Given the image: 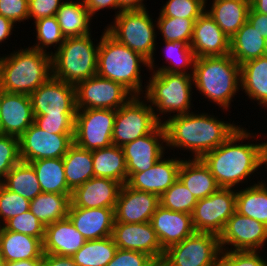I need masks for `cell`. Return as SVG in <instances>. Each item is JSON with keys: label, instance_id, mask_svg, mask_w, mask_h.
Here are the masks:
<instances>
[{"label": "cell", "instance_id": "obj_1", "mask_svg": "<svg viewBox=\"0 0 267 266\" xmlns=\"http://www.w3.org/2000/svg\"><path fill=\"white\" fill-rule=\"evenodd\" d=\"M244 128L239 126L225 142L201 158L220 188H238L240 183L245 184L259 168H263L260 166L262 143L248 141L247 144H243L244 140L251 138L253 142L255 137L261 138V134L250 133V130Z\"/></svg>", "mask_w": 267, "mask_h": 266}, {"label": "cell", "instance_id": "obj_2", "mask_svg": "<svg viewBox=\"0 0 267 266\" xmlns=\"http://www.w3.org/2000/svg\"><path fill=\"white\" fill-rule=\"evenodd\" d=\"M166 147L190 151L193 159H201L206 153L225 142L239 126L222 121L209 113L190 112L164 118ZM173 148V149H172ZM182 148V149H181Z\"/></svg>", "mask_w": 267, "mask_h": 266}, {"label": "cell", "instance_id": "obj_3", "mask_svg": "<svg viewBox=\"0 0 267 266\" xmlns=\"http://www.w3.org/2000/svg\"><path fill=\"white\" fill-rule=\"evenodd\" d=\"M192 77L194 88L222 110L231 108L241 90L240 65L230 54L196 58Z\"/></svg>", "mask_w": 267, "mask_h": 266}, {"label": "cell", "instance_id": "obj_4", "mask_svg": "<svg viewBox=\"0 0 267 266\" xmlns=\"http://www.w3.org/2000/svg\"><path fill=\"white\" fill-rule=\"evenodd\" d=\"M52 77V55L28 47L0 56V84L6 92L30 95Z\"/></svg>", "mask_w": 267, "mask_h": 266}, {"label": "cell", "instance_id": "obj_5", "mask_svg": "<svg viewBox=\"0 0 267 266\" xmlns=\"http://www.w3.org/2000/svg\"><path fill=\"white\" fill-rule=\"evenodd\" d=\"M142 65L149 69V61L146 58L117 42L104 29L97 53L98 76L118 82L134 96H141L147 87L146 84L144 87L142 85Z\"/></svg>", "mask_w": 267, "mask_h": 266}, {"label": "cell", "instance_id": "obj_6", "mask_svg": "<svg viewBox=\"0 0 267 266\" xmlns=\"http://www.w3.org/2000/svg\"><path fill=\"white\" fill-rule=\"evenodd\" d=\"M152 76L147 81L144 97L154 110V115L160 124L164 116L183 115L193 112L192 106V74L152 72ZM157 112H156V111ZM191 110V111H190ZM159 112V113H158ZM161 114V115H160ZM162 116V117H161Z\"/></svg>", "mask_w": 267, "mask_h": 266}, {"label": "cell", "instance_id": "obj_7", "mask_svg": "<svg viewBox=\"0 0 267 266\" xmlns=\"http://www.w3.org/2000/svg\"><path fill=\"white\" fill-rule=\"evenodd\" d=\"M92 35L66 37L63 44L50 51L52 55V76L76 85L80 81L97 75V45Z\"/></svg>", "mask_w": 267, "mask_h": 266}, {"label": "cell", "instance_id": "obj_8", "mask_svg": "<svg viewBox=\"0 0 267 266\" xmlns=\"http://www.w3.org/2000/svg\"><path fill=\"white\" fill-rule=\"evenodd\" d=\"M150 17L148 9L122 10L114 17V22L105 31L117 42L129 47L155 65L157 24ZM156 33V34H155Z\"/></svg>", "mask_w": 267, "mask_h": 266}, {"label": "cell", "instance_id": "obj_9", "mask_svg": "<svg viewBox=\"0 0 267 266\" xmlns=\"http://www.w3.org/2000/svg\"><path fill=\"white\" fill-rule=\"evenodd\" d=\"M221 253L219 236L194 232L165 250L160 266H218Z\"/></svg>", "mask_w": 267, "mask_h": 266}, {"label": "cell", "instance_id": "obj_10", "mask_svg": "<svg viewBox=\"0 0 267 266\" xmlns=\"http://www.w3.org/2000/svg\"><path fill=\"white\" fill-rule=\"evenodd\" d=\"M143 96H133L116 110L112 134L113 145L122 147L128 142L150 134L160 124L148 101L142 100Z\"/></svg>", "mask_w": 267, "mask_h": 266}, {"label": "cell", "instance_id": "obj_11", "mask_svg": "<svg viewBox=\"0 0 267 266\" xmlns=\"http://www.w3.org/2000/svg\"><path fill=\"white\" fill-rule=\"evenodd\" d=\"M116 110L81 109L76 111L74 144L86 150L107 148L113 145L112 134Z\"/></svg>", "mask_w": 267, "mask_h": 266}, {"label": "cell", "instance_id": "obj_12", "mask_svg": "<svg viewBox=\"0 0 267 266\" xmlns=\"http://www.w3.org/2000/svg\"><path fill=\"white\" fill-rule=\"evenodd\" d=\"M134 95L122 84L98 75L75 85L76 109H112L125 105Z\"/></svg>", "mask_w": 267, "mask_h": 266}, {"label": "cell", "instance_id": "obj_13", "mask_svg": "<svg viewBox=\"0 0 267 266\" xmlns=\"http://www.w3.org/2000/svg\"><path fill=\"white\" fill-rule=\"evenodd\" d=\"M236 212V190L219 188L206 198L197 200L191 213L195 232L219 236L228 219Z\"/></svg>", "mask_w": 267, "mask_h": 266}, {"label": "cell", "instance_id": "obj_14", "mask_svg": "<svg viewBox=\"0 0 267 266\" xmlns=\"http://www.w3.org/2000/svg\"><path fill=\"white\" fill-rule=\"evenodd\" d=\"M219 242L221 250L259 251L260 249L262 252V248L265 249L267 245V226L235 212L219 234Z\"/></svg>", "mask_w": 267, "mask_h": 266}, {"label": "cell", "instance_id": "obj_15", "mask_svg": "<svg viewBox=\"0 0 267 266\" xmlns=\"http://www.w3.org/2000/svg\"><path fill=\"white\" fill-rule=\"evenodd\" d=\"M74 134L46 132L34 123L19 137L21 161L62 158L74 144Z\"/></svg>", "mask_w": 267, "mask_h": 266}, {"label": "cell", "instance_id": "obj_16", "mask_svg": "<svg viewBox=\"0 0 267 266\" xmlns=\"http://www.w3.org/2000/svg\"><path fill=\"white\" fill-rule=\"evenodd\" d=\"M29 97L34 115H76L75 85L53 76Z\"/></svg>", "mask_w": 267, "mask_h": 266}, {"label": "cell", "instance_id": "obj_17", "mask_svg": "<svg viewBox=\"0 0 267 266\" xmlns=\"http://www.w3.org/2000/svg\"><path fill=\"white\" fill-rule=\"evenodd\" d=\"M166 132L163 124H159L150 134L137 138L122 146L127 164L128 178L136 172L147 171L164 157ZM166 148V149H165Z\"/></svg>", "mask_w": 267, "mask_h": 266}, {"label": "cell", "instance_id": "obj_18", "mask_svg": "<svg viewBox=\"0 0 267 266\" xmlns=\"http://www.w3.org/2000/svg\"><path fill=\"white\" fill-rule=\"evenodd\" d=\"M111 237L119 249L146 253L158 264L162 262L165 251L150 222L114 223Z\"/></svg>", "mask_w": 267, "mask_h": 266}, {"label": "cell", "instance_id": "obj_19", "mask_svg": "<svg viewBox=\"0 0 267 266\" xmlns=\"http://www.w3.org/2000/svg\"><path fill=\"white\" fill-rule=\"evenodd\" d=\"M160 205L156 194L121 186L114 209V223H145L150 222L154 212Z\"/></svg>", "mask_w": 267, "mask_h": 266}, {"label": "cell", "instance_id": "obj_20", "mask_svg": "<svg viewBox=\"0 0 267 266\" xmlns=\"http://www.w3.org/2000/svg\"><path fill=\"white\" fill-rule=\"evenodd\" d=\"M183 158H161L147 171L133 173L126 184L133 189L161 196L177 180Z\"/></svg>", "mask_w": 267, "mask_h": 266}, {"label": "cell", "instance_id": "obj_21", "mask_svg": "<svg viewBox=\"0 0 267 266\" xmlns=\"http://www.w3.org/2000/svg\"><path fill=\"white\" fill-rule=\"evenodd\" d=\"M190 46L196 58L225 56L230 52V38L205 11L194 23Z\"/></svg>", "mask_w": 267, "mask_h": 266}, {"label": "cell", "instance_id": "obj_22", "mask_svg": "<svg viewBox=\"0 0 267 266\" xmlns=\"http://www.w3.org/2000/svg\"><path fill=\"white\" fill-rule=\"evenodd\" d=\"M121 186L118 181L94 176L72 191L71 205L81 208L115 209Z\"/></svg>", "mask_w": 267, "mask_h": 266}, {"label": "cell", "instance_id": "obj_23", "mask_svg": "<svg viewBox=\"0 0 267 266\" xmlns=\"http://www.w3.org/2000/svg\"><path fill=\"white\" fill-rule=\"evenodd\" d=\"M150 223L164 251L195 232L191 214L172 211L161 205L157 207Z\"/></svg>", "mask_w": 267, "mask_h": 266}, {"label": "cell", "instance_id": "obj_24", "mask_svg": "<svg viewBox=\"0 0 267 266\" xmlns=\"http://www.w3.org/2000/svg\"><path fill=\"white\" fill-rule=\"evenodd\" d=\"M33 123L30 97L5 91L1 101L0 134L19 138Z\"/></svg>", "mask_w": 267, "mask_h": 266}, {"label": "cell", "instance_id": "obj_25", "mask_svg": "<svg viewBox=\"0 0 267 266\" xmlns=\"http://www.w3.org/2000/svg\"><path fill=\"white\" fill-rule=\"evenodd\" d=\"M67 217L87 241L112 235L115 222L112 208H81L70 204Z\"/></svg>", "mask_w": 267, "mask_h": 266}, {"label": "cell", "instance_id": "obj_26", "mask_svg": "<svg viewBox=\"0 0 267 266\" xmlns=\"http://www.w3.org/2000/svg\"><path fill=\"white\" fill-rule=\"evenodd\" d=\"M86 241L66 217L45 226L43 254L73 256Z\"/></svg>", "mask_w": 267, "mask_h": 266}, {"label": "cell", "instance_id": "obj_27", "mask_svg": "<svg viewBox=\"0 0 267 266\" xmlns=\"http://www.w3.org/2000/svg\"><path fill=\"white\" fill-rule=\"evenodd\" d=\"M0 257L8 262L42 259L43 242L26 234L0 228Z\"/></svg>", "mask_w": 267, "mask_h": 266}, {"label": "cell", "instance_id": "obj_28", "mask_svg": "<svg viewBox=\"0 0 267 266\" xmlns=\"http://www.w3.org/2000/svg\"><path fill=\"white\" fill-rule=\"evenodd\" d=\"M178 179L196 200L206 198L220 187L202 159H185L179 168Z\"/></svg>", "mask_w": 267, "mask_h": 266}, {"label": "cell", "instance_id": "obj_29", "mask_svg": "<svg viewBox=\"0 0 267 266\" xmlns=\"http://www.w3.org/2000/svg\"><path fill=\"white\" fill-rule=\"evenodd\" d=\"M206 12L221 30L231 38L248 20L250 0H213Z\"/></svg>", "mask_w": 267, "mask_h": 266}, {"label": "cell", "instance_id": "obj_30", "mask_svg": "<svg viewBox=\"0 0 267 266\" xmlns=\"http://www.w3.org/2000/svg\"><path fill=\"white\" fill-rule=\"evenodd\" d=\"M241 89L250 100L267 108V57L251 59L240 65Z\"/></svg>", "mask_w": 267, "mask_h": 266}, {"label": "cell", "instance_id": "obj_31", "mask_svg": "<svg viewBox=\"0 0 267 266\" xmlns=\"http://www.w3.org/2000/svg\"><path fill=\"white\" fill-rule=\"evenodd\" d=\"M62 34L66 37H81L91 34L93 17L90 15L83 0L63 1L56 13Z\"/></svg>", "mask_w": 267, "mask_h": 266}, {"label": "cell", "instance_id": "obj_32", "mask_svg": "<svg viewBox=\"0 0 267 266\" xmlns=\"http://www.w3.org/2000/svg\"><path fill=\"white\" fill-rule=\"evenodd\" d=\"M94 176L109 178L126 184L128 180L127 164L122 147L111 145L92 151Z\"/></svg>", "mask_w": 267, "mask_h": 266}, {"label": "cell", "instance_id": "obj_33", "mask_svg": "<svg viewBox=\"0 0 267 266\" xmlns=\"http://www.w3.org/2000/svg\"><path fill=\"white\" fill-rule=\"evenodd\" d=\"M236 212L267 226V182L261 178V182L236 189Z\"/></svg>", "mask_w": 267, "mask_h": 266}, {"label": "cell", "instance_id": "obj_34", "mask_svg": "<svg viewBox=\"0 0 267 266\" xmlns=\"http://www.w3.org/2000/svg\"><path fill=\"white\" fill-rule=\"evenodd\" d=\"M265 39L247 21L231 38V57L239 64L264 56Z\"/></svg>", "mask_w": 267, "mask_h": 266}, {"label": "cell", "instance_id": "obj_35", "mask_svg": "<svg viewBox=\"0 0 267 266\" xmlns=\"http://www.w3.org/2000/svg\"><path fill=\"white\" fill-rule=\"evenodd\" d=\"M62 158L65 179L72 191L94 177L91 150L82 149L73 144Z\"/></svg>", "mask_w": 267, "mask_h": 266}, {"label": "cell", "instance_id": "obj_36", "mask_svg": "<svg viewBox=\"0 0 267 266\" xmlns=\"http://www.w3.org/2000/svg\"><path fill=\"white\" fill-rule=\"evenodd\" d=\"M29 163L35 170L42 192L72 194L65 179L63 158L39 159Z\"/></svg>", "mask_w": 267, "mask_h": 266}, {"label": "cell", "instance_id": "obj_37", "mask_svg": "<svg viewBox=\"0 0 267 266\" xmlns=\"http://www.w3.org/2000/svg\"><path fill=\"white\" fill-rule=\"evenodd\" d=\"M71 194H56L42 192L30 201L29 210L40 222L47 226L68 215Z\"/></svg>", "mask_w": 267, "mask_h": 266}, {"label": "cell", "instance_id": "obj_38", "mask_svg": "<svg viewBox=\"0 0 267 266\" xmlns=\"http://www.w3.org/2000/svg\"><path fill=\"white\" fill-rule=\"evenodd\" d=\"M1 183L8 190L30 201L42 193L34 168L29 162L25 161L17 163Z\"/></svg>", "mask_w": 267, "mask_h": 266}, {"label": "cell", "instance_id": "obj_39", "mask_svg": "<svg viewBox=\"0 0 267 266\" xmlns=\"http://www.w3.org/2000/svg\"><path fill=\"white\" fill-rule=\"evenodd\" d=\"M165 59L168 66H149V72L193 74L195 54L189 44L182 41H164ZM159 67V68H158ZM187 67V68H186ZM155 69V70H154ZM191 71H188V70Z\"/></svg>", "mask_w": 267, "mask_h": 266}, {"label": "cell", "instance_id": "obj_40", "mask_svg": "<svg viewBox=\"0 0 267 266\" xmlns=\"http://www.w3.org/2000/svg\"><path fill=\"white\" fill-rule=\"evenodd\" d=\"M111 236L88 240L71 256L77 266H106L115 256L117 251Z\"/></svg>", "mask_w": 267, "mask_h": 266}, {"label": "cell", "instance_id": "obj_41", "mask_svg": "<svg viewBox=\"0 0 267 266\" xmlns=\"http://www.w3.org/2000/svg\"><path fill=\"white\" fill-rule=\"evenodd\" d=\"M34 25L37 43L35 42L31 48L50 53L47 52L49 47L51 49L53 46L57 50L65 41V36L61 32L56 16L41 18L34 21Z\"/></svg>", "mask_w": 267, "mask_h": 266}, {"label": "cell", "instance_id": "obj_42", "mask_svg": "<svg viewBox=\"0 0 267 266\" xmlns=\"http://www.w3.org/2000/svg\"><path fill=\"white\" fill-rule=\"evenodd\" d=\"M157 29L160 31L164 41H182L191 43L194 23L197 19L158 17Z\"/></svg>", "mask_w": 267, "mask_h": 266}, {"label": "cell", "instance_id": "obj_43", "mask_svg": "<svg viewBox=\"0 0 267 266\" xmlns=\"http://www.w3.org/2000/svg\"><path fill=\"white\" fill-rule=\"evenodd\" d=\"M159 200L160 205L166 209L188 214L193 212L197 204L196 198L179 179L159 197Z\"/></svg>", "mask_w": 267, "mask_h": 266}, {"label": "cell", "instance_id": "obj_44", "mask_svg": "<svg viewBox=\"0 0 267 266\" xmlns=\"http://www.w3.org/2000/svg\"><path fill=\"white\" fill-rule=\"evenodd\" d=\"M206 6L207 0H168L160 9L159 17L198 19Z\"/></svg>", "mask_w": 267, "mask_h": 266}, {"label": "cell", "instance_id": "obj_45", "mask_svg": "<svg viewBox=\"0 0 267 266\" xmlns=\"http://www.w3.org/2000/svg\"><path fill=\"white\" fill-rule=\"evenodd\" d=\"M30 200L8 190L0 182V226L10 218L29 211Z\"/></svg>", "mask_w": 267, "mask_h": 266}, {"label": "cell", "instance_id": "obj_46", "mask_svg": "<svg viewBox=\"0 0 267 266\" xmlns=\"http://www.w3.org/2000/svg\"><path fill=\"white\" fill-rule=\"evenodd\" d=\"M2 227L5 230L26 234L39 238L42 242L45 236V226L29 210L18 216L10 218Z\"/></svg>", "mask_w": 267, "mask_h": 266}, {"label": "cell", "instance_id": "obj_47", "mask_svg": "<svg viewBox=\"0 0 267 266\" xmlns=\"http://www.w3.org/2000/svg\"><path fill=\"white\" fill-rule=\"evenodd\" d=\"M20 161L19 138L0 134V182Z\"/></svg>", "mask_w": 267, "mask_h": 266}, {"label": "cell", "instance_id": "obj_48", "mask_svg": "<svg viewBox=\"0 0 267 266\" xmlns=\"http://www.w3.org/2000/svg\"><path fill=\"white\" fill-rule=\"evenodd\" d=\"M260 254V250H221L218 266H267V258L265 259V257Z\"/></svg>", "mask_w": 267, "mask_h": 266}, {"label": "cell", "instance_id": "obj_49", "mask_svg": "<svg viewBox=\"0 0 267 266\" xmlns=\"http://www.w3.org/2000/svg\"><path fill=\"white\" fill-rule=\"evenodd\" d=\"M76 115H34V124L55 134H74Z\"/></svg>", "mask_w": 267, "mask_h": 266}, {"label": "cell", "instance_id": "obj_50", "mask_svg": "<svg viewBox=\"0 0 267 266\" xmlns=\"http://www.w3.org/2000/svg\"><path fill=\"white\" fill-rule=\"evenodd\" d=\"M159 264L148 254L117 249L114 258L106 266H158Z\"/></svg>", "mask_w": 267, "mask_h": 266}, {"label": "cell", "instance_id": "obj_51", "mask_svg": "<svg viewBox=\"0 0 267 266\" xmlns=\"http://www.w3.org/2000/svg\"><path fill=\"white\" fill-rule=\"evenodd\" d=\"M0 15L15 25L26 21L29 19L28 0H0Z\"/></svg>", "mask_w": 267, "mask_h": 266}, {"label": "cell", "instance_id": "obj_52", "mask_svg": "<svg viewBox=\"0 0 267 266\" xmlns=\"http://www.w3.org/2000/svg\"><path fill=\"white\" fill-rule=\"evenodd\" d=\"M62 3L63 0H28L29 19L55 16Z\"/></svg>", "mask_w": 267, "mask_h": 266}, {"label": "cell", "instance_id": "obj_53", "mask_svg": "<svg viewBox=\"0 0 267 266\" xmlns=\"http://www.w3.org/2000/svg\"><path fill=\"white\" fill-rule=\"evenodd\" d=\"M85 3L86 8L88 9L90 15L94 17L93 15L97 14L96 12L110 8L113 10H117V13L119 14V0H83Z\"/></svg>", "mask_w": 267, "mask_h": 266}, {"label": "cell", "instance_id": "obj_54", "mask_svg": "<svg viewBox=\"0 0 267 266\" xmlns=\"http://www.w3.org/2000/svg\"><path fill=\"white\" fill-rule=\"evenodd\" d=\"M247 21L262 37L267 38V15L260 12H254L250 8Z\"/></svg>", "mask_w": 267, "mask_h": 266}, {"label": "cell", "instance_id": "obj_55", "mask_svg": "<svg viewBox=\"0 0 267 266\" xmlns=\"http://www.w3.org/2000/svg\"><path fill=\"white\" fill-rule=\"evenodd\" d=\"M42 266H77L71 256L43 254Z\"/></svg>", "mask_w": 267, "mask_h": 266}, {"label": "cell", "instance_id": "obj_56", "mask_svg": "<svg viewBox=\"0 0 267 266\" xmlns=\"http://www.w3.org/2000/svg\"><path fill=\"white\" fill-rule=\"evenodd\" d=\"M14 23L0 15V44L9 39V36L13 34Z\"/></svg>", "mask_w": 267, "mask_h": 266}, {"label": "cell", "instance_id": "obj_57", "mask_svg": "<svg viewBox=\"0 0 267 266\" xmlns=\"http://www.w3.org/2000/svg\"><path fill=\"white\" fill-rule=\"evenodd\" d=\"M144 0H119V13L122 10H143L147 9Z\"/></svg>", "mask_w": 267, "mask_h": 266}, {"label": "cell", "instance_id": "obj_58", "mask_svg": "<svg viewBox=\"0 0 267 266\" xmlns=\"http://www.w3.org/2000/svg\"><path fill=\"white\" fill-rule=\"evenodd\" d=\"M250 8L254 12H260L267 15V0H250Z\"/></svg>", "mask_w": 267, "mask_h": 266}, {"label": "cell", "instance_id": "obj_59", "mask_svg": "<svg viewBox=\"0 0 267 266\" xmlns=\"http://www.w3.org/2000/svg\"><path fill=\"white\" fill-rule=\"evenodd\" d=\"M7 266H42V259H28L8 262Z\"/></svg>", "mask_w": 267, "mask_h": 266}, {"label": "cell", "instance_id": "obj_60", "mask_svg": "<svg viewBox=\"0 0 267 266\" xmlns=\"http://www.w3.org/2000/svg\"><path fill=\"white\" fill-rule=\"evenodd\" d=\"M264 165L267 169V141H262V146L260 149V166ZM267 171V170H265Z\"/></svg>", "mask_w": 267, "mask_h": 266}, {"label": "cell", "instance_id": "obj_61", "mask_svg": "<svg viewBox=\"0 0 267 266\" xmlns=\"http://www.w3.org/2000/svg\"><path fill=\"white\" fill-rule=\"evenodd\" d=\"M5 90L2 88L1 84H0V113H1V101L3 98Z\"/></svg>", "mask_w": 267, "mask_h": 266}, {"label": "cell", "instance_id": "obj_62", "mask_svg": "<svg viewBox=\"0 0 267 266\" xmlns=\"http://www.w3.org/2000/svg\"><path fill=\"white\" fill-rule=\"evenodd\" d=\"M0 266H7V262L0 257Z\"/></svg>", "mask_w": 267, "mask_h": 266}, {"label": "cell", "instance_id": "obj_63", "mask_svg": "<svg viewBox=\"0 0 267 266\" xmlns=\"http://www.w3.org/2000/svg\"><path fill=\"white\" fill-rule=\"evenodd\" d=\"M264 56L267 57V38L265 39Z\"/></svg>", "mask_w": 267, "mask_h": 266}]
</instances>
